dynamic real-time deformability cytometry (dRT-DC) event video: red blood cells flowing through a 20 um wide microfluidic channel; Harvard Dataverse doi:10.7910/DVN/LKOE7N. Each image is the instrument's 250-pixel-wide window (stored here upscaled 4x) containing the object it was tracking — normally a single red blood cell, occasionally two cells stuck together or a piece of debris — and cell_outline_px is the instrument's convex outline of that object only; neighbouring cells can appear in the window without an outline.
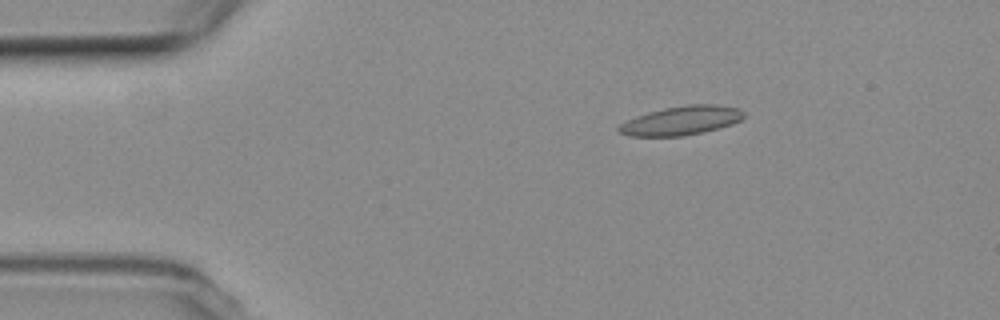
{"species": "common noctule bat (a hibernating species)", "species_latin": "Nyctalus noctula", "temperature_condition": "room temperature", "stored_images_in_passage": 4, "camera_frame_rate_fps": 3000, "um_per_image_px": 0.085, "animal": {"sex": "female", "body_mass_g": 19.3, "forearm_length_mm": 54.1}, "frame": {"image": 1, "passage_image": 2, "time_ms": 1.333, "image_size_px": [1000, 320], "cell_outline_px": [[744, 116], [740, 120], [732, 124], [704, 132], [684, 136], [628, 136], [620, 132], [616, 128], [620, 124], [636, 116], [664, 108], [688, 104], [716, 104], [740, 108], [744, 112]], "centroid_in_image_um": [57.93, 10.24], "position_along_channel_um": 27.1, "area_um2": 21.1}}
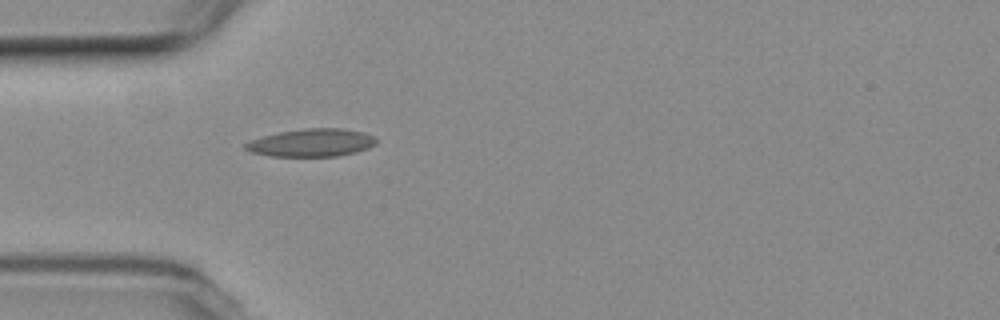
{"frame": {"image": 2, "passage_image": 4, "time_ms": 3.667, "image_size_px": [1000, 320], "cell_outline_px": [[376, 144], [368, 148], [356, 152], [336, 156], [268, 156], [252, 152], [244, 148], [244, 144], [252, 140], [264, 136], [280, 132], [304, 128], [344, 128], [364, 132], [372, 136], [376, 140]], "centroid_in_image_um": [26.5, 12.13], "position_along_channel_um": 58.5, "area_um2": 21.1}}